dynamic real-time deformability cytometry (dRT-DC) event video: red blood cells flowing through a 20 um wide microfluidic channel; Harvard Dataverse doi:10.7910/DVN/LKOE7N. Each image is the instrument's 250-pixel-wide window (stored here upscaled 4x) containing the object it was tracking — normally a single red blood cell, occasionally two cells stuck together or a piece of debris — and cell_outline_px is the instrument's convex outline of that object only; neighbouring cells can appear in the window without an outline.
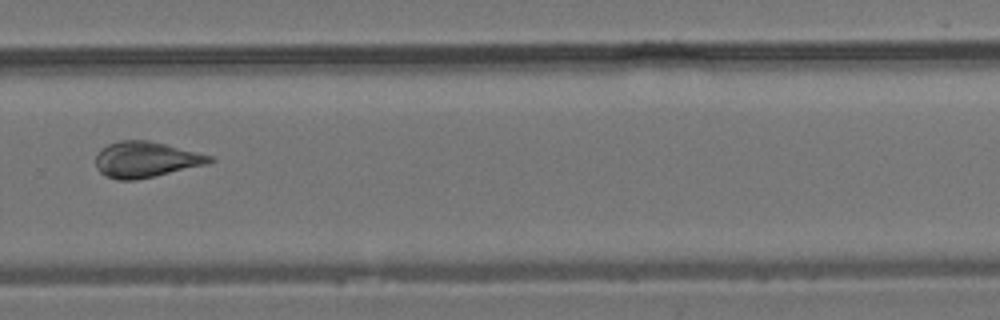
{"species": "common noctule bat (a hibernating species)", "species_latin": "Nyctalus noctula", "temperature_condition": "room temperature", "stored_images_in_passage": 26, "camera_frame_rate_fps": 3000, "um_per_image_px": 0.085, "animal": {"sex": "male", "body_mass_g": 19.2, "forearm_length_mm": 51.8}, "frame": {"image": 1, "passage_image": 15, "time_ms": 4.667, "image_size_px": [1000, 320], "cell_outline_px": [[216, 160], [208, 164], [156, 176], [136, 180], [120, 180], [104, 176], [96, 168], [96, 156], [100, 148], [108, 144], [120, 140], [148, 140], [212, 156]], "centroid_in_image_um": [12.37, 13.57], "position_along_channel_um": 317.4, "area_um2": 23.81}}